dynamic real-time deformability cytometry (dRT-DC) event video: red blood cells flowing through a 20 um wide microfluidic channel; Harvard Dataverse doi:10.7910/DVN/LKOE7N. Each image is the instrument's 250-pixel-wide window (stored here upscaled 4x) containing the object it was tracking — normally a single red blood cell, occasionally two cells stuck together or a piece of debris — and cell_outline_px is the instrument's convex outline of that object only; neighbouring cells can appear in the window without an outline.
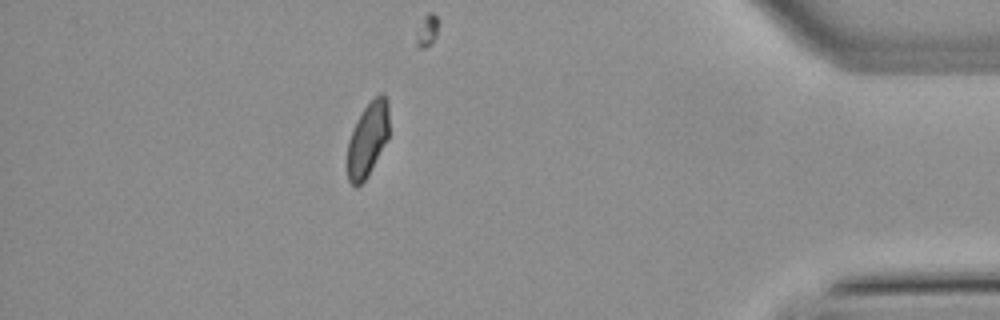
{"species": "common noctule bat (a hibernating species)", "species_latin": "Nyctalus noctula", "temperature_condition": "warm", "stored_images_in_passage": 49, "segment_of_instrument_passage": [2, 2], "camera_frame_rate_fps": 3000, "um_per_image_px": 0.085, "animal": {"sex": "male", "body_mass_g": 21.5, "forearm_length_mm": 52.0}, "frame": {"image": 1, "passage_image": 47, "time_ms": 15.333, "image_size_px": [1000, 320], "cell_outline_px": [[388, 140], [368, 176], [356, 188], [348, 180], [348, 140], [364, 108], [380, 92], [384, 92], [388, 100]], "centroid_in_image_um": [31.28, 11.85], "position_along_channel_um": 403.9, "area_um2": 17.92}}